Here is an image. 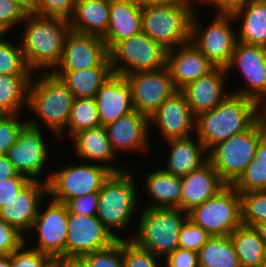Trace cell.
Segmentation results:
<instances>
[{"label": "cell", "mask_w": 266, "mask_h": 267, "mask_svg": "<svg viewBox=\"0 0 266 267\" xmlns=\"http://www.w3.org/2000/svg\"><path fill=\"white\" fill-rule=\"evenodd\" d=\"M22 24L25 26L19 42L28 68L33 73L52 72L61 60L71 31L69 20L27 13Z\"/></svg>", "instance_id": "6da1fadb"}, {"label": "cell", "mask_w": 266, "mask_h": 267, "mask_svg": "<svg viewBox=\"0 0 266 267\" xmlns=\"http://www.w3.org/2000/svg\"><path fill=\"white\" fill-rule=\"evenodd\" d=\"M261 117V106L231 93L214 109L196 116V137L207 152L226 139L245 132Z\"/></svg>", "instance_id": "7a4b0ae2"}, {"label": "cell", "mask_w": 266, "mask_h": 267, "mask_svg": "<svg viewBox=\"0 0 266 267\" xmlns=\"http://www.w3.org/2000/svg\"><path fill=\"white\" fill-rule=\"evenodd\" d=\"M37 76L31 79L27 107L35 117L27 122L37 128L45 124L54 136L59 137L67 128L75 96L52 72H39Z\"/></svg>", "instance_id": "3957f363"}, {"label": "cell", "mask_w": 266, "mask_h": 267, "mask_svg": "<svg viewBox=\"0 0 266 267\" xmlns=\"http://www.w3.org/2000/svg\"><path fill=\"white\" fill-rule=\"evenodd\" d=\"M133 173L129 169L112 173L99 191L97 217L117 239H123L118 234L132 224L133 215L141 208Z\"/></svg>", "instance_id": "277c9868"}, {"label": "cell", "mask_w": 266, "mask_h": 267, "mask_svg": "<svg viewBox=\"0 0 266 267\" xmlns=\"http://www.w3.org/2000/svg\"><path fill=\"white\" fill-rule=\"evenodd\" d=\"M141 208L136 234L129 235V239L164 259L178 248L180 228L188 213L178 208Z\"/></svg>", "instance_id": "5b68a950"}, {"label": "cell", "mask_w": 266, "mask_h": 267, "mask_svg": "<svg viewBox=\"0 0 266 267\" xmlns=\"http://www.w3.org/2000/svg\"><path fill=\"white\" fill-rule=\"evenodd\" d=\"M265 133L266 125L260 117L248 130L226 139L208 152V161L226 185H233L244 173Z\"/></svg>", "instance_id": "8992f818"}, {"label": "cell", "mask_w": 266, "mask_h": 267, "mask_svg": "<svg viewBox=\"0 0 266 267\" xmlns=\"http://www.w3.org/2000/svg\"><path fill=\"white\" fill-rule=\"evenodd\" d=\"M195 7L142 4V32L167 51L190 41Z\"/></svg>", "instance_id": "52a82bcc"}, {"label": "cell", "mask_w": 266, "mask_h": 267, "mask_svg": "<svg viewBox=\"0 0 266 267\" xmlns=\"http://www.w3.org/2000/svg\"><path fill=\"white\" fill-rule=\"evenodd\" d=\"M113 172L103 165L80 162L53 171L44 180L48 184V195L54 201L66 204L82 195L99 192Z\"/></svg>", "instance_id": "ba28073f"}, {"label": "cell", "mask_w": 266, "mask_h": 267, "mask_svg": "<svg viewBox=\"0 0 266 267\" xmlns=\"http://www.w3.org/2000/svg\"><path fill=\"white\" fill-rule=\"evenodd\" d=\"M108 52L113 72L122 76L167 66V50L143 32L117 42Z\"/></svg>", "instance_id": "9c48e42d"}, {"label": "cell", "mask_w": 266, "mask_h": 267, "mask_svg": "<svg viewBox=\"0 0 266 267\" xmlns=\"http://www.w3.org/2000/svg\"><path fill=\"white\" fill-rule=\"evenodd\" d=\"M188 218L211 236L230 235L242 225L240 194L233 185H225L188 212Z\"/></svg>", "instance_id": "30bf717a"}, {"label": "cell", "mask_w": 266, "mask_h": 267, "mask_svg": "<svg viewBox=\"0 0 266 267\" xmlns=\"http://www.w3.org/2000/svg\"><path fill=\"white\" fill-rule=\"evenodd\" d=\"M194 11L191 20L190 42L215 66L229 64L237 43V28L234 30L232 15L216 14L214 20L202 28ZM231 22V23H230Z\"/></svg>", "instance_id": "8fae6325"}, {"label": "cell", "mask_w": 266, "mask_h": 267, "mask_svg": "<svg viewBox=\"0 0 266 267\" xmlns=\"http://www.w3.org/2000/svg\"><path fill=\"white\" fill-rule=\"evenodd\" d=\"M41 203L29 234L33 230L38 237L32 248L47 254L51 259L66 260V242L68 232V208L66 204L50 198L47 207ZM43 206V210L42 207ZM45 210V211H44Z\"/></svg>", "instance_id": "7c38bea8"}, {"label": "cell", "mask_w": 266, "mask_h": 267, "mask_svg": "<svg viewBox=\"0 0 266 267\" xmlns=\"http://www.w3.org/2000/svg\"><path fill=\"white\" fill-rule=\"evenodd\" d=\"M233 68L241 71L247 85L230 92L256 101L262 107L266 102V47L237 41L226 71Z\"/></svg>", "instance_id": "4fadbf2b"}, {"label": "cell", "mask_w": 266, "mask_h": 267, "mask_svg": "<svg viewBox=\"0 0 266 267\" xmlns=\"http://www.w3.org/2000/svg\"><path fill=\"white\" fill-rule=\"evenodd\" d=\"M132 93L134 110L150 118L160 105L178 89L169 68L125 75Z\"/></svg>", "instance_id": "5bb4252c"}, {"label": "cell", "mask_w": 266, "mask_h": 267, "mask_svg": "<svg viewBox=\"0 0 266 267\" xmlns=\"http://www.w3.org/2000/svg\"><path fill=\"white\" fill-rule=\"evenodd\" d=\"M117 240L97 216L73 214L68 211L66 260L109 247Z\"/></svg>", "instance_id": "9a60e30c"}, {"label": "cell", "mask_w": 266, "mask_h": 267, "mask_svg": "<svg viewBox=\"0 0 266 267\" xmlns=\"http://www.w3.org/2000/svg\"><path fill=\"white\" fill-rule=\"evenodd\" d=\"M42 131L27 123L6 154L15 170L30 180L45 181L40 176L48 162L49 151Z\"/></svg>", "instance_id": "2e32d148"}, {"label": "cell", "mask_w": 266, "mask_h": 267, "mask_svg": "<svg viewBox=\"0 0 266 267\" xmlns=\"http://www.w3.org/2000/svg\"><path fill=\"white\" fill-rule=\"evenodd\" d=\"M109 57L100 36L70 31L62 57L53 71H78L100 66Z\"/></svg>", "instance_id": "e0dca14e"}, {"label": "cell", "mask_w": 266, "mask_h": 267, "mask_svg": "<svg viewBox=\"0 0 266 267\" xmlns=\"http://www.w3.org/2000/svg\"><path fill=\"white\" fill-rule=\"evenodd\" d=\"M46 195H48L46 181L30 180L0 208V217L20 233H29L41 203L46 201L44 198Z\"/></svg>", "instance_id": "ac0fdd59"}, {"label": "cell", "mask_w": 266, "mask_h": 267, "mask_svg": "<svg viewBox=\"0 0 266 267\" xmlns=\"http://www.w3.org/2000/svg\"><path fill=\"white\" fill-rule=\"evenodd\" d=\"M195 123L196 117L181 90L168 97L149 118V127L157 126L164 141L191 136Z\"/></svg>", "instance_id": "d6986e66"}, {"label": "cell", "mask_w": 266, "mask_h": 267, "mask_svg": "<svg viewBox=\"0 0 266 267\" xmlns=\"http://www.w3.org/2000/svg\"><path fill=\"white\" fill-rule=\"evenodd\" d=\"M149 128V119L137 111L128 113L105 126L108 139L117 154L129 151L142 154L150 152Z\"/></svg>", "instance_id": "ffe728a7"}, {"label": "cell", "mask_w": 266, "mask_h": 267, "mask_svg": "<svg viewBox=\"0 0 266 267\" xmlns=\"http://www.w3.org/2000/svg\"><path fill=\"white\" fill-rule=\"evenodd\" d=\"M229 73L224 67H215L207 75L187 84L181 89L191 112L196 116L214 109L228 95L225 81Z\"/></svg>", "instance_id": "44dd1931"}, {"label": "cell", "mask_w": 266, "mask_h": 267, "mask_svg": "<svg viewBox=\"0 0 266 267\" xmlns=\"http://www.w3.org/2000/svg\"><path fill=\"white\" fill-rule=\"evenodd\" d=\"M70 139L73 141L74 153L80 160H88L87 162L90 163L97 162V164L105 166L113 173L130 169L116 161L117 154L112 148L104 126L79 131Z\"/></svg>", "instance_id": "7402d4cb"}, {"label": "cell", "mask_w": 266, "mask_h": 267, "mask_svg": "<svg viewBox=\"0 0 266 267\" xmlns=\"http://www.w3.org/2000/svg\"><path fill=\"white\" fill-rule=\"evenodd\" d=\"M101 126L117 121L134 110L130 85L125 76L113 74L94 97Z\"/></svg>", "instance_id": "603a6c76"}, {"label": "cell", "mask_w": 266, "mask_h": 267, "mask_svg": "<svg viewBox=\"0 0 266 267\" xmlns=\"http://www.w3.org/2000/svg\"><path fill=\"white\" fill-rule=\"evenodd\" d=\"M167 67L178 90L215 68L190 41L167 51Z\"/></svg>", "instance_id": "cb8c5ba5"}, {"label": "cell", "mask_w": 266, "mask_h": 267, "mask_svg": "<svg viewBox=\"0 0 266 267\" xmlns=\"http://www.w3.org/2000/svg\"><path fill=\"white\" fill-rule=\"evenodd\" d=\"M225 185L218 172L207 161L200 168L181 177L180 209L186 213L190 212L199 204L213 197Z\"/></svg>", "instance_id": "d4e9b609"}, {"label": "cell", "mask_w": 266, "mask_h": 267, "mask_svg": "<svg viewBox=\"0 0 266 267\" xmlns=\"http://www.w3.org/2000/svg\"><path fill=\"white\" fill-rule=\"evenodd\" d=\"M142 32V4L134 0H109V24L102 36L109 51L117 42Z\"/></svg>", "instance_id": "484cf974"}, {"label": "cell", "mask_w": 266, "mask_h": 267, "mask_svg": "<svg viewBox=\"0 0 266 267\" xmlns=\"http://www.w3.org/2000/svg\"><path fill=\"white\" fill-rule=\"evenodd\" d=\"M193 140L192 136L166 140L170 148L167 164L162 168L165 172L183 177L208 161L203 143L197 137Z\"/></svg>", "instance_id": "4316f807"}, {"label": "cell", "mask_w": 266, "mask_h": 267, "mask_svg": "<svg viewBox=\"0 0 266 267\" xmlns=\"http://www.w3.org/2000/svg\"><path fill=\"white\" fill-rule=\"evenodd\" d=\"M69 24L72 31L102 37L109 24V0H76Z\"/></svg>", "instance_id": "83f0119b"}, {"label": "cell", "mask_w": 266, "mask_h": 267, "mask_svg": "<svg viewBox=\"0 0 266 267\" xmlns=\"http://www.w3.org/2000/svg\"><path fill=\"white\" fill-rule=\"evenodd\" d=\"M75 98H94L101 86L114 74L109 57L98 67L78 71H52Z\"/></svg>", "instance_id": "f1b7e54d"}, {"label": "cell", "mask_w": 266, "mask_h": 267, "mask_svg": "<svg viewBox=\"0 0 266 267\" xmlns=\"http://www.w3.org/2000/svg\"><path fill=\"white\" fill-rule=\"evenodd\" d=\"M232 16L241 19L237 41L266 47V0H250Z\"/></svg>", "instance_id": "f546056e"}, {"label": "cell", "mask_w": 266, "mask_h": 267, "mask_svg": "<svg viewBox=\"0 0 266 267\" xmlns=\"http://www.w3.org/2000/svg\"><path fill=\"white\" fill-rule=\"evenodd\" d=\"M145 189L150 196L149 208H178L181 200V177L165 172L162 167L145 177Z\"/></svg>", "instance_id": "4dcf8cb0"}, {"label": "cell", "mask_w": 266, "mask_h": 267, "mask_svg": "<svg viewBox=\"0 0 266 267\" xmlns=\"http://www.w3.org/2000/svg\"><path fill=\"white\" fill-rule=\"evenodd\" d=\"M229 237L241 267H261L266 256V244L254 227L241 225Z\"/></svg>", "instance_id": "1f68e13d"}, {"label": "cell", "mask_w": 266, "mask_h": 267, "mask_svg": "<svg viewBox=\"0 0 266 267\" xmlns=\"http://www.w3.org/2000/svg\"><path fill=\"white\" fill-rule=\"evenodd\" d=\"M33 75H0V108L7 114H23L28 107Z\"/></svg>", "instance_id": "d6a6232c"}, {"label": "cell", "mask_w": 266, "mask_h": 267, "mask_svg": "<svg viewBox=\"0 0 266 267\" xmlns=\"http://www.w3.org/2000/svg\"><path fill=\"white\" fill-rule=\"evenodd\" d=\"M199 267H241L229 237L211 236L198 252Z\"/></svg>", "instance_id": "836d02e7"}, {"label": "cell", "mask_w": 266, "mask_h": 267, "mask_svg": "<svg viewBox=\"0 0 266 267\" xmlns=\"http://www.w3.org/2000/svg\"><path fill=\"white\" fill-rule=\"evenodd\" d=\"M101 126L98 108L94 98H75L68 118L67 129L59 137L67 134L71 138L79 131ZM69 129L68 132H66Z\"/></svg>", "instance_id": "e575fe53"}, {"label": "cell", "mask_w": 266, "mask_h": 267, "mask_svg": "<svg viewBox=\"0 0 266 267\" xmlns=\"http://www.w3.org/2000/svg\"><path fill=\"white\" fill-rule=\"evenodd\" d=\"M0 38V75H35L27 66L20 42Z\"/></svg>", "instance_id": "d590c367"}, {"label": "cell", "mask_w": 266, "mask_h": 267, "mask_svg": "<svg viewBox=\"0 0 266 267\" xmlns=\"http://www.w3.org/2000/svg\"><path fill=\"white\" fill-rule=\"evenodd\" d=\"M76 261L81 267H124L123 239H117L109 247L83 255Z\"/></svg>", "instance_id": "8d00e7d4"}, {"label": "cell", "mask_w": 266, "mask_h": 267, "mask_svg": "<svg viewBox=\"0 0 266 267\" xmlns=\"http://www.w3.org/2000/svg\"><path fill=\"white\" fill-rule=\"evenodd\" d=\"M241 197V222L247 227H254L266 221V190L239 193Z\"/></svg>", "instance_id": "74e56055"}, {"label": "cell", "mask_w": 266, "mask_h": 267, "mask_svg": "<svg viewBox=\"0 0 266 267\" xmlns=\"http://www.w3.org/2000/svg\"><path fill=\"white\" fill-rule=\"evenodd\" d=\"M159 257L150 250L138 246L133 240L123 238V264L124 267H160ZM164 267V265L162 266Z\"/></svg>", "instance_id": "f35d334b"}, {"label": "cell", "mask_w": 266, "mask_h": 267, "mask_svg": "<svg viewBox=\"0 0 266 267\" xmlns=\"http://www.w3.org/2000/svg\"><path fill=\"white\" fill-rule=\"evenodd\" d=\"M211 235L189 218L182 224L178 237V247L199 252Z\"/></svg>", "instance_id": "ab89813d"}, {"label": "cell", "mask_w": 266, "mask_h": 267, "mask_svg": "<svg viewBox=\"0 0 266 267\" xmlns=\"http://www.w3.org/2000/svg\"><path fill=\"white\" fill-rule=\"evenodd\" d=\"M233 186L239 193L266 190V166L250 162Z\"/></svg>", "instance_id": "60d3db41"}, {"label": "cell", "mask_w": 266, "mask_h": 267, "mask_svg": "<svg viewBox=\"0 0 266 267\" xmlns=\"http://www.w3.org/2000/svg\"><path fill=\"white\" fill-rule=\"evenodd\" d=\"M21 114H8L0 121V155H6L10 147L18 139L19 133L28 120H19Z\"/></svg>", "instance_id": "b9f144b4"}, {"label": "cell", "mask_w": 266, "mask_h": 267, "mask_svg": "<svg viewBox=\"0 0 266 267\" xmlns=\"http://www.w3.org/2000/svg\"><path fill=\"white\" fill-rule=\"evenodd\" d=\"M26 240L10 254L12 267H46L52 259L47 254L30 246L28 247V240Z\"/></svg>", "instance_id": "7bdbcfd3"}, {"label": "cell", "mask_w": 266, "mask_h": 267, "mask_svg": "<svg viewBox=\"0 0 266 267\" xmlns=\"http://www.w3.org/2000/svg\"><path fill=\"white\" fill-rule=\"evenodd\" d=\"M76 0H37L34 14L44 17H60L69 20Z\"/></svg>", "instance_id": "ee69618b"}, {"label": "cell", "mask_w": 266, "mask_h": 267, "mask_svg": "<svg viewBox=\"0 0 266 267\" xmlns=\"http://www.w3.org/2000/svg\"><path fill=\"white\" fill-rule=\"evenodd\" d=\"M27 12L13 0H0V29L6 34L21 25Z\"/></svg>", "instance_id": "f6af8a7d"}, {"label": "cell", "mask_w": 266, "mask_h": 267, "mask_svg": "<svg viewBox=\"0 0 266 267\" xmlns=\"http://www.w3.org/2000/svg\"><path fill=\"white\" fill-rule=\"evenodd\" d=\"M25 235L0 217V255H10L18 249L25 242Z\"/></svg>", "instance_id": "bcb514c9"}, {"label": "cell", "mask_w": 266, "mask_h": 267, "mask_svg": "<svg viewBox=\"0 0 266 267\" xmlns=\"http://www.w3.org/2000/svg\"><path fill=\"white\" fill-rule=\"evenodd\" d=\"M99 192L82 195L66 203L68 211L73 214L97 216Z\"/></svg>", "instance_id": "7dc6e473"}, {"label": "cell", "mask_w": 266, "mask_h": 267, "mask_svg": "<svg viewBox=\"0 0 266 267\" xmlns=\"http://www.w3.org/2000/svg\"><path fill=\"white\" fill-rule=\"evenodd\" d=\"M30 179L18 173L15 177L0 180V208L9 202Z\"/></svg>", "instance_id": "c3c4849f"}, {"label": "cell", "mask_w": 266, "mask_h": 267, "mask_svg": "<svg viewBox=\"0 0 266 267\" xmlns=\"http://www.w3.org/2000/svg\"><path fill=\"white\" fill-rule=\"evenodd\" d=\"M165 266L199 267L198 253L178 247L166 257Z\"/></svg>", "instance_id": "681fc988"}, {"label": "cell", "mask_w": 266, "mask_h": 267, "mask_svg": "<svg viewBox=\"0 0 266 267\" xmlns=\"http://www.w3.org/2000/svg\"><path fill=\"white\" fill-rule=\"evenodd\" d=\"M250 0H200L201 5L213 6L217 12L215 14L232 15L243 7Z\"/></svg>", "instance_id": "f907efd6"}, {"label": "cell", "mask_w": 266, "mask_h": 267, "mask_svg": "<svg viewBox=\"0 0 266 267\" xmlns=\"http://www.w3.org/2000/svg\"><path fill=\"white\" fill-rule=\"evenodd\" d=\"M18 172L8 159L7 155H0V180L15 177Z\"/></svg>", "instance_id": "816d5d0a"}, {"label": "cell", "mask_w": 266, "mask_h": 267, "mask_svg": "<svg viewBox=\"0 0 266 267\" xmlns=\"http://www.w3.org/2000/svg\"><path fill=\"white\" fill-rule=\"evenodd\" d=\"M251 162L256 165L266 166V133L260 138L254 159Z\"/></svg>", "instance_id": "f5cc1de1"}, {"label": "cell", "mask_w": 266, "mask_h": 267, "mask_svg": "<svg viewBox=\"0 0 266 267\" xmlns=\"http://www.w3.org/2000/svg\"><path fill=\"white\" fill-rule=\"evenodd\" d=\"M195 2V0H193ZM192 0H153V4L158 5H175L181 7H195ZM198 1V2H197ZM200 4V0H196Z\"/></svg>", "instance_id": "db71d44e"}, {"label": "cell", "mask_w": 266, "mask_h": 267, "mask_svg": "<svg viewBox=\"0 0 266 267\" xmlns=\"http://www.w3.org/2000/svg\"><path fill=\"white\" fill-rule=\"evenodd\" d=\"M20 5L27 13H33L37 4V0H13Z\"/></svg>", "instance_id": "11a10c76"}, {"label": "cell", "mask_w": 266, "mask_h": 267, "mask_svg": "<svg viewBox=\"0 0 266 267\" xmlns=\"http://www.w3.org/2000/svg\"><path fill=\"white\" fill-rule=\"evenodd\" d=\"M56 267H81L76 260L56 259Z\"/></svg>", "instance_id": "9f6ffc18"}, {"label": "cell", "mask_w": 266, "mask_h": 267, "mask_svg": "<svg viewBox=\"0 0 266 267\" xmlns=\"http://www.w3.org/2000/svg\"><path fill=\"white\" fill-rule=\"evenodd\" d=\"M254 229L259 233V236L265 241L266 244V221H261L254 226Z\"/></svg>", "instance_id": "6f0895ef"}, {"label": "cell", "mask_w": 266, "mask_h": 267, "mask_svg": "<svg viewBox=\"0 0 266 267\" xmlns=\"http://www.w3.org/2000/svg\"><path fill=\"white\" fill-rule=\"evenodd\" d=\"M0 267H12L11 255H0Z\"/></svg>", "instance_id": "680465c9"}, {"label": "cell", "mask_w": 266, "mask_h": 267, "mask_svg": "<svg viewBox=\"0 0 266 267\" xmlns=\"http://www.w3.org/2000/svg\"><path fill=\"white\" fill-rule=\"evenodd\" d=\"M262 106L263 107H261V117L266 125V102Z\"/></svg>", "instance_id": "91938a15"}, {"label": "cell", "mask_w": 266, "mask_h": 267, "mask_svg": "<svg viewBox=\"0 0 266 267\" xmlns=\"http://www.w3.org/2000/svg\"><path fill=\"white\" fill-rule=\"evenodd\" d=\"M135 2L145 4V3H150L153 4V0H134Z\"/></svg>", "instance_id": "94428289"}, {"label": "cell", "mask_w": 266, "mask_h": 267, "mask_svg": "<svg viewBox=\"0 0 266 267\" xmlns=\"http://www.w3.org/2000/svg\"><path fill=\"white\" fill-rule=\"evenodd\" d=\"M8 114L0 108V121H2Z\"/></svg>", "instance_id": "6125c7cd"}, {"label": "cell", "mask_w": 266, "mask_h": 267, "mask_svg": "<svg viewBox=\"0 0 266 267\" xmlns=\"http://www.w3.org/2000/svg\"><path fill=\"white\" fill-rule=\"evenodd\" d=\"M46 267H56V259H52V261Z\"/></svg>", "instance_id": "be15d7a7"}, {"label": "cell", "mask_w": 266, "mask_h": 267, "mask_svg": "<svg viewBox=\"0 0 266 267\" xmlns=\"http://www.w3.org/2000/svg\"><path fill=\"white\" fill-rule=\"evenodd\" d=\"M261 267H266V256L264 257L263 261H262V265Z\"/></svg>", "instance_id": "e7e4bbea"}, {"label": "cell", "mask_w": 266, "mask_h": 267, "mask_svg": "<svg viewBox=\"0 0 266 267\" xmlns=\"http://www.w3.org/2000/svg\"><path fill=\"white\" fill-rule=\"evenodd\" d=\"M4 34H6V33H5L3 30L0 29V38H1Z\"/></svg>", "instance_id": "03108f58"}]
</instances>
